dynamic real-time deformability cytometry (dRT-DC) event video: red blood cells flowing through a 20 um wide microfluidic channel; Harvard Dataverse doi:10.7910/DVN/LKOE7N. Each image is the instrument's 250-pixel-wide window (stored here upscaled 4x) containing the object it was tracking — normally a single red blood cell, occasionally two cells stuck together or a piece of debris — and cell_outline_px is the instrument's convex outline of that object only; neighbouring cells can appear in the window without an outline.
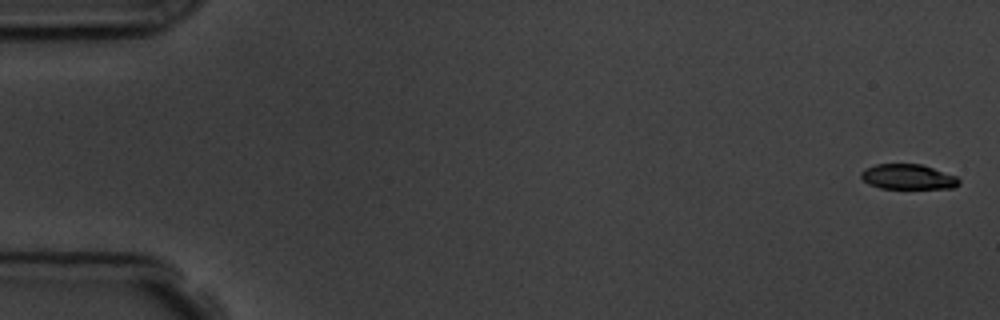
{"species": "common noctule bat (a hibernating species)", "species_latin": "Nyctalus noctula", "temperature_condition": "room temperature", "stored_images_in_passage": 7, "camera_frame_rate_fps": 3000, "um_per_image_px": 0.085, "animal": {"sex": "male", "body_mass_g": 19.5, "forearm_length_mm": 54.6}, "frame": {"image": 1, "passage_image": 1, "time_ms": 0.0, "image_size_px": [1000, 320], "cell_outline_px": [[960, 184], [952, 188], [880, 188], [868, 184], [860, 176], [860, 172], [864, 168], [876, 164], [920, 164], [956, 176], [960, 180]], "centroid_in_image_um": [77.15, 15.03], "position_along_channel_um": 7.9, "area_um2": 14.28}}
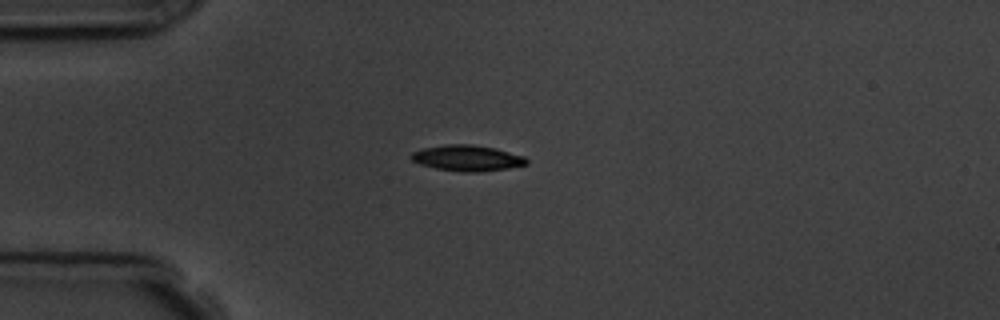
{"frame": {"image": 2, "passage_image": 4, "time_ms": 4.333, "image_size_px": [1000, 320], "cell_outline_px": [[528, 164], [508, 168], [480, 172], [464, 172], [436, 168], [420, 164], [412, 160], [408, 156], [412, 152], [424, 148], [448, 144], [472, 144], [496, 148], [524, 156], [528, 160]], "centroid_in_image_um": [39.72, 13.43], "position_along_channel_um": 45.3, "area_um2": 17.4}}